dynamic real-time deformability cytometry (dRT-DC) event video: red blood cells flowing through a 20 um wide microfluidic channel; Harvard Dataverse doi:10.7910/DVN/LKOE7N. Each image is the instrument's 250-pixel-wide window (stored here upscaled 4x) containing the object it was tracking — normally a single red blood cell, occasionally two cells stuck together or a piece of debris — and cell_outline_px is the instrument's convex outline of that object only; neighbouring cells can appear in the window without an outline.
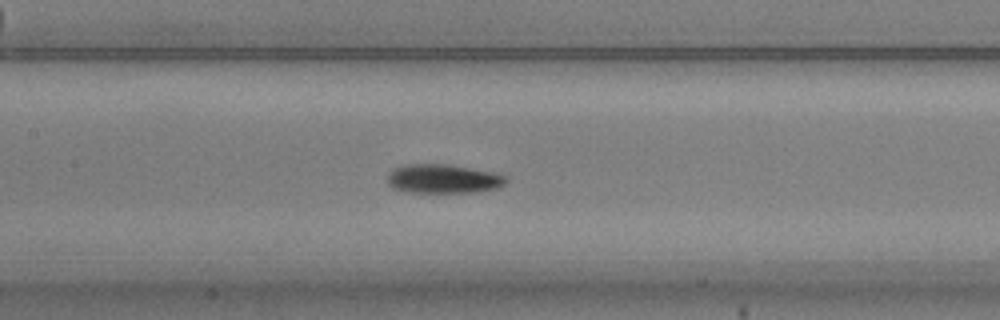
{"species": "common noctule bat (a hibernating species)", "species_latin": "Nyctalus noctula", "temperature_condition": "warm", "stored_images_in_passage": 54, "camera_frame_rate_fps": 3000, "um_per_image_px": 0.085, "animal": {"sex": "male", "body_mass_g": 20.5, "forearm_length_mm": 52.5}, "frame": {"image": 1, "passage_image": 25, "time_ms": 8.0, "image_size_px": [1000, 320], "cell_outline_px": [[508, 180], [504, 184], [496, 188], [476, 192], [408, 192], [392, 188], [388, 184], [388, 176], [392, 168], [404, 164], [448, 164], [492, 172], [508, 176]], "centroid_in_image_um": [37.65, 15.19], "position_along_channel_um": 169.7, "area_um2": 20.11}}
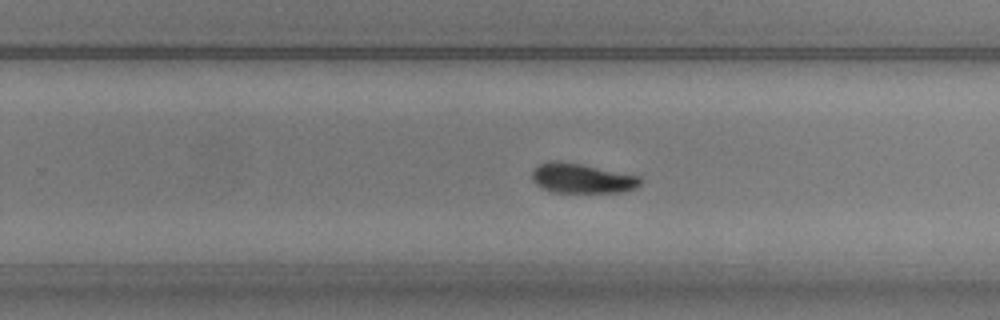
{"frame": {"image": 2, "passage_image": 34, "time_ms": 11.0, "image_size_px": [1000, 320], "cell_outline_px": [[640, 184], [636, 188], [620, 192], [552, 192], [540, 188], [532, 180], [532, 168], [548, 160], [560, 160], [640, 176]], "centroid_in_image_um": [49.39, 15.15], "position_along_channel_um": 280.4, "area_um2": 18.84}}
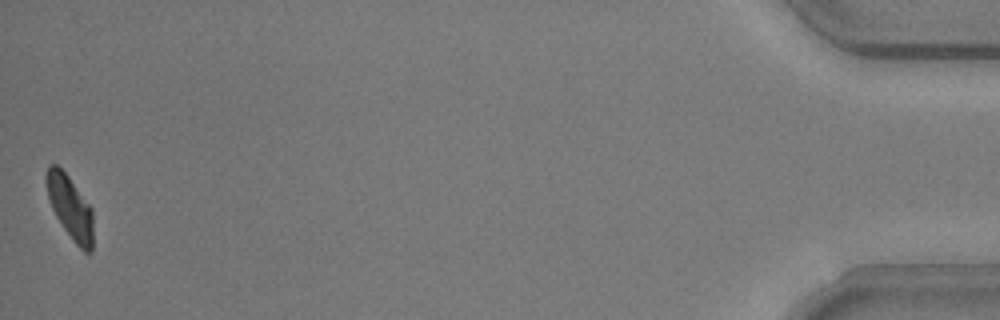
{"frame": {"image": 3, "passage_image": 54, "time_ms": 17.667, "image_size_px": [1000, 320], "cell_outline_px": [[92, 252], [84, 252], [72, 240], [56, 216], [48, 200], [44, 176], [48, 164], [56, 164], [68, 176], [92, 208]], "centroid_in_image_um": [5.93, 17.59], "position_along_channel_um": 429.3, "area_um2": 17.28}, "authors_computed_cell_mechanics": {"area_um2": 18.8717, "velocity_mm_per_s": 3.7078, "shape_relaxation_time_tau1_ms": 2.672, "shape_relaxation_time_tau2_ms": 5.5229, "deformation_change_tau1": 0.1345, "deformation_change_tau2": 0.1108}}